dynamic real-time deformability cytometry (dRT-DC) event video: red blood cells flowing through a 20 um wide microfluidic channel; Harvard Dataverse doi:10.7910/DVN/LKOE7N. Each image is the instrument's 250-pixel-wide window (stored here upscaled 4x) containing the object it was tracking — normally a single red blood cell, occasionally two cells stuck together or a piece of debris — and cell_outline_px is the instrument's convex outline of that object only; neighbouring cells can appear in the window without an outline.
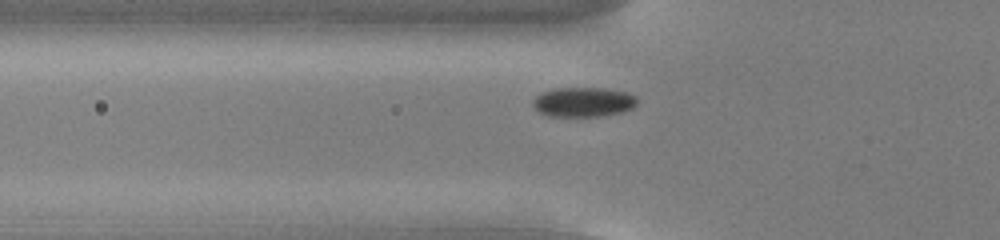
{"species": "common noctule bat (a hibernating species)", "species_latin": "Nyctalus noctula", "temperature_condition": "cold", "stored_images_in_passage": 46, "camera_frame_rate_fps": 3000, "um_per_image_px": 0.085, "animal": {"sex": "male", "body_mass_g": 13.0, "forearm_length_mm": 53.1}, "frame": {"image": 1, "passage_image": 10, "time_ms": 3.0, "image_size_px": [1000, 240], "cell_outline_px": [[636, 104], [632, 108], [624, 112], [604, 116], [548, 116], [540, 112], [532, 104], [532, 100], [536, 96], [544, 92], [556, 88], [604, 88], [628, 92], [636, 96]], "centroid_in_image_um": [49.61, 8.67], "position_along_channel_um": 76.2, "area_um2": 18.03}}
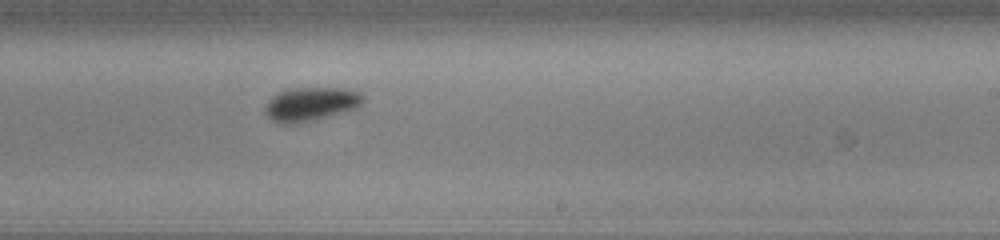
{"frame": {"image": 2, "passage_image": 25, "time_ms": 8.0, "image_size_px": [1000, 240], "cell_outline_px": [[364, 100], [356, 108], [316, 120], [300, 124], [276, 124], [264, 112], [264, 108], [268, 100], [272, 96], [288, 88], [344, 88], [360, 92], [364, 96]], "centroid_in_image_um": [26.39, 8.86], "position_along_channel_um": 262.6, "area_um2": 19.59}}
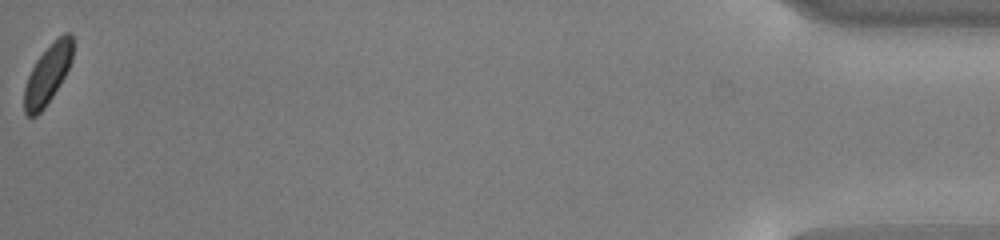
{"frame": {"image": 3, "passage_image": 46, "time_ms": 15.0, "image_size_px": [1000, 240], "cell_outline_px": [[72, 60], [64, 76], [52, 96], [44, 108], [36, 116], [28, 116], [24, 112], [24, 88], [28, 76], [36, 60], [64, 32], [72, 32]], "centroid_in_image_um": [4.04, 6.34], "position_along_channel_um": 431.2, "area_um2": 16.3}, "authors_computed_cell_mechanics": {"area_um2": 18.2648, "velocity_mm_per_s": 3.7321, "shape_relaxation_time_tau1_ms": 9.1001, "shape_relaxation_time_tau2_ms": null, "deformation_change_tau1": 0.1721, "deformation_change_tau2": null}}